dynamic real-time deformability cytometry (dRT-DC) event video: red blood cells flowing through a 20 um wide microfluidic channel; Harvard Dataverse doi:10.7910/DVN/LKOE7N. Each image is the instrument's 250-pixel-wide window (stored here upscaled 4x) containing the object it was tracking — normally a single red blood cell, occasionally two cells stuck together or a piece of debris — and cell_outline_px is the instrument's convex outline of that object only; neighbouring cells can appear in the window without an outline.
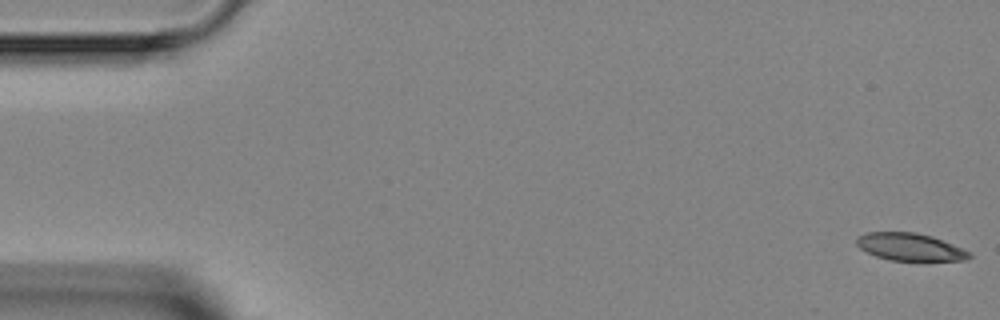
{"species": "Egyptian fruit bat (a non-hibernating species)", "species_latin": "Rousettus aegyptiacus", "temperature_condition": "room temperature", "stored_images_in_passage": 6, "camera_frame_rate_fps": 3000, "um_per_image_px": 0.085, "animal": {"sex": "female"}, "frame": {"image": 1, "passage_image": 1, "time_ms": 0.0, "image_size_px": [1000, 320], "cell_outline_px": [[972, 256], [964, 260], [888, 260], [876, 256], [860, 248], [856, 244], [856, 236], [868, 232], [912, 232], [932, 236], [964, 248], [972, 252]], "centroid_in_image_um": [77.36, 20.98], "position_along_channel_um": 7.6, "area_um2": 18.03}}
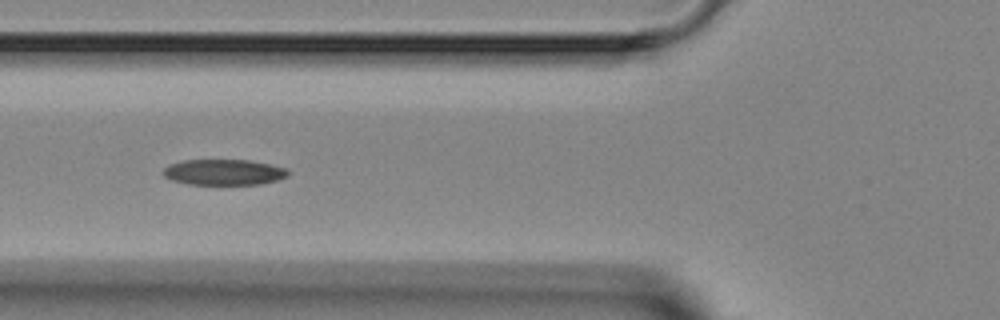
{"frame": {"image": 2, "passage_image": 6, "time_ms": 5.667, "image_size_px": [1000, 320], "cell_outline_px": [[288, 176], [276, 180], [260, 184], [188, 184], [172, 180], [164, 176], [164, 168], [168, 164], [184, 160], [248, 160], [288, 168]], "centroid_in_image_um": [19.02, 14.63], "position_along_channel_um": 106.8, "area_um2": 18.61}}